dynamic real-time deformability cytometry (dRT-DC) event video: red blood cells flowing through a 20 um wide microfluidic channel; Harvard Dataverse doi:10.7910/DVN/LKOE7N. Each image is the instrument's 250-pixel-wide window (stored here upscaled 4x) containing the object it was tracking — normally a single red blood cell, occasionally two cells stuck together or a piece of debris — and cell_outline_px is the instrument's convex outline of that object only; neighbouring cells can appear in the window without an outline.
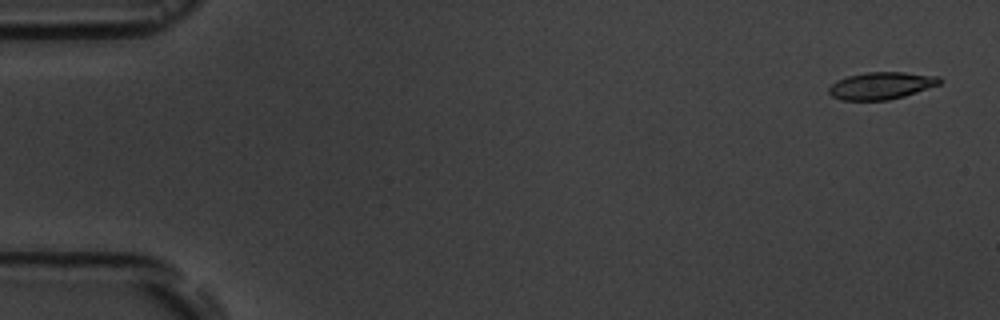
{"species": "common noctule bat (a hibernating species)", "species_latin": "Nyctalus noctula", "temperature_condition": "room temperature", "stored_images_in_passage": 5, "camera_frame_rate_fps": 3000, "um_per_image_px": 0.085, "animal": {"sex": "male", "body_mass_g": 19.5, "forearm_length_mm": 54.6}, "frame": {"image": 1, "passage_image": 1, "time_ms": 0.0, "image_size_px": [1000, 320], "cell_outline_px": [[944, 80], [940, 84], [904, 96], [888, 100], [840, 100], [832, 96], [828, 92], [828, 88], [836, 80], [848, 76], [868, 72], [904, 72], [940, 76]], "centroid_in_image_um": [74.92, 7.27], "position_along_channel_um": 10.1, "area_um2": 17.63}}
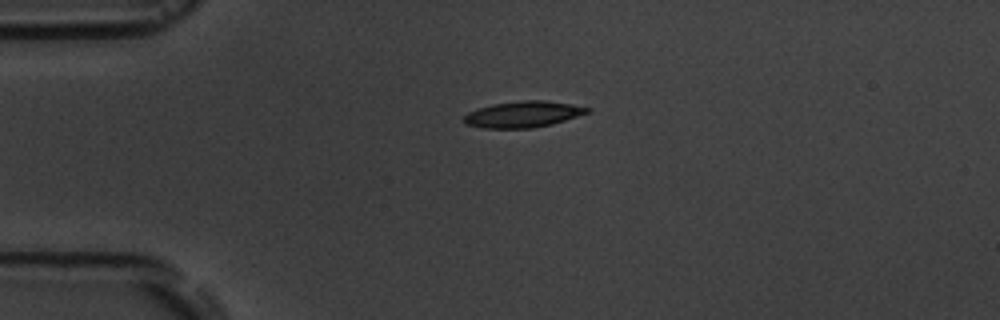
{"frame": {"image": 2, "passage_image": 4, "time_ms": 3.667, "image_size_px": [1000, 320], "cell_outline_px": [[592, 108], [588, 112], [552, 124], [532, 128], [484, 128], [464, 124], [464, 116], [468, 112], [476, 108], [492, 104], [520, 100], [544, 100]], "centroid_in_image_um": [44.4, 9.71], "position_along_channel_um": 40.6, "area_um2": 18.73}}